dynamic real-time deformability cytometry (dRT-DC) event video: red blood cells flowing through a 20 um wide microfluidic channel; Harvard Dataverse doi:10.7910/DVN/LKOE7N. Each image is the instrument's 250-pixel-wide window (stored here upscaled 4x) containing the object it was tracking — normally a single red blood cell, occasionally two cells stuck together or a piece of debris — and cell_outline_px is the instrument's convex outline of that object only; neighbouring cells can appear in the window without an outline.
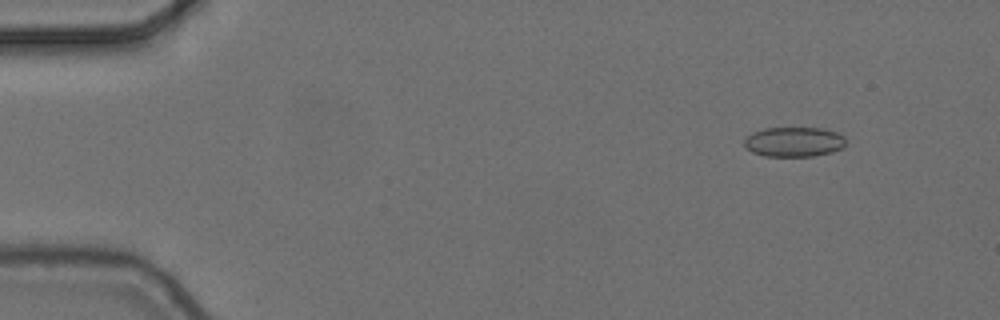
{"species": "common noctule bat (a hibernating species)", "species_latin": "Nyctalus noctula", "temperature_condition": "cold", "stored_images_in_passage": 7, "camera_frame_rate_fps": 3000, "um_per_image_px": 0.085, "animal": {"sex": "female", "body_mass_g": 24.6, "forearm_length_mm": 56.2}, "frame": {"image": 1, "passage_image": 1, "time_ms": 0.0, "image_size_px": [1000, 320], "cell_outline_px": [[844, 148], [832, 152], [812, 156], [764, 156], [752, 152], [744, 144], [744, 140], [752, 132], [764, 128], [820, 128], [836, 132], [844, 136]], "centroid_in_image_um": [67.49, 12.06], "position_along_channel_um": 17.5, "area_um2": 17.57}}
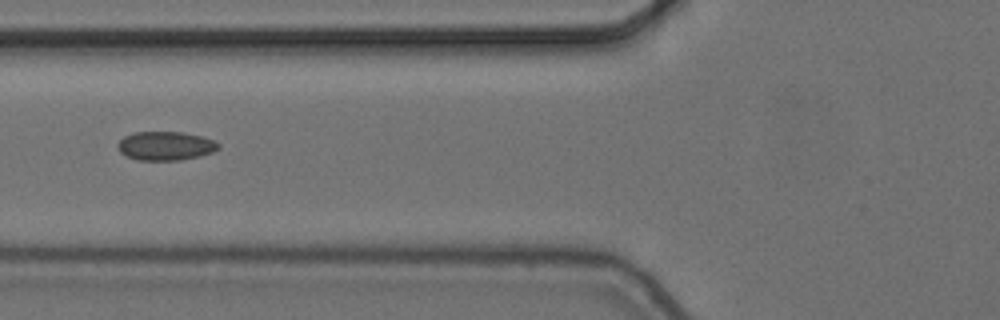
{"frame": {"image": 2, "passage_image": 5, "time_ms": 1.333, "image_size_px": [1000, 320], "cell_outline_px": [[220, 148], [212, 152], [200, 156], [180, 160], [136, 160], [120, 152], [116, 144], [124, 136], [132, 132], [184, 132], [200, 136], [212, 140], [220, 144]], "centroid_in_image_um": [14.05, 12.4], "position_along_channel_um": 111.7, "area_um2": 16.94}}
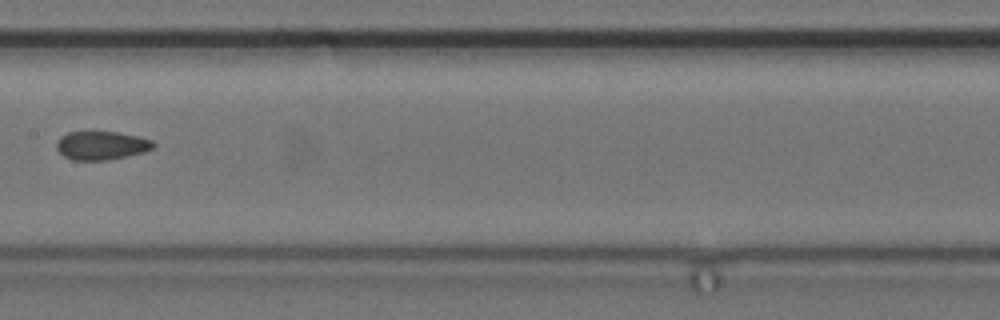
{"frame": {"image": 3, "passage_image": 7, "time_ms": 2.0, "image_size_px": [1000, 320], "cell_outline_px": [[156, 144], [152, 148], [144, 152], [108, 160], [72, 160], [64, 156], [56, 148], [56, 144], [60, 136], [68, 132], [116, 132], [136, 136], [152, 140]], "centroid_in_image_um": [8.61, 12.37], "position_along_channel_um": 198.8, "area_um2": 16.01}}